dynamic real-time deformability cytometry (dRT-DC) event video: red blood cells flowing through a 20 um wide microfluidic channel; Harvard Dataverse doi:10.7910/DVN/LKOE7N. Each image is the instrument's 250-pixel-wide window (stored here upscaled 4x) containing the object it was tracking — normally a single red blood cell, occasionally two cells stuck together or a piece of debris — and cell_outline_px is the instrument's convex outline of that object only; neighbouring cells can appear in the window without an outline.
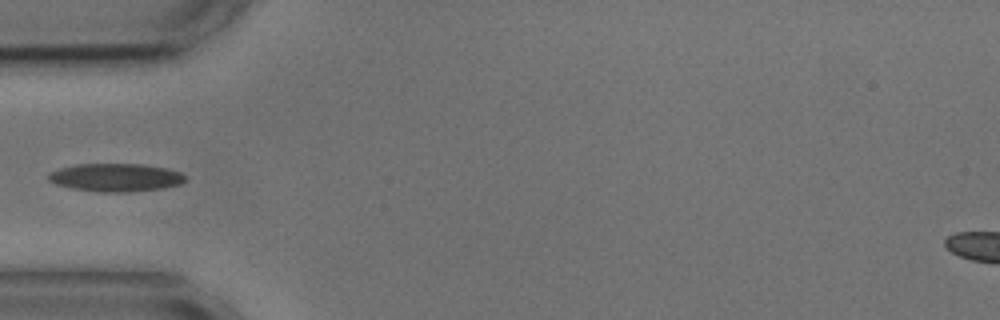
{"species": "common noctule bat (a hibernating species)", "species_latin": "Nyctalus noctula", "temperature_condition": "cold", "stored_images_in_passage": 6, "camera_frame_rate_fps": 3000, "um_per_image_px": 0.085, "animal": {"sex": "male", "body_mass_g": 17.9, "forearm_length_mm": 54.2}, "frame": {"image": 1, "passage_image": 3, "time_ms": 2.333, "image_size_px": [1000, 320], "cell_outline_px": [[188, 180], [184, 184], [160, 188], [124, 192], [100, 192], [72, 188], [56, 184], [48, 180], [48, 176], [52, 172], [60, 168], [76, 164], [144, 164], [168, 168], [180, 172], [188, 176]], "centroid_in_image_um": [9.91, 15.08], "position_along_channel_um": 75.1, "area_um2": 22.48}}